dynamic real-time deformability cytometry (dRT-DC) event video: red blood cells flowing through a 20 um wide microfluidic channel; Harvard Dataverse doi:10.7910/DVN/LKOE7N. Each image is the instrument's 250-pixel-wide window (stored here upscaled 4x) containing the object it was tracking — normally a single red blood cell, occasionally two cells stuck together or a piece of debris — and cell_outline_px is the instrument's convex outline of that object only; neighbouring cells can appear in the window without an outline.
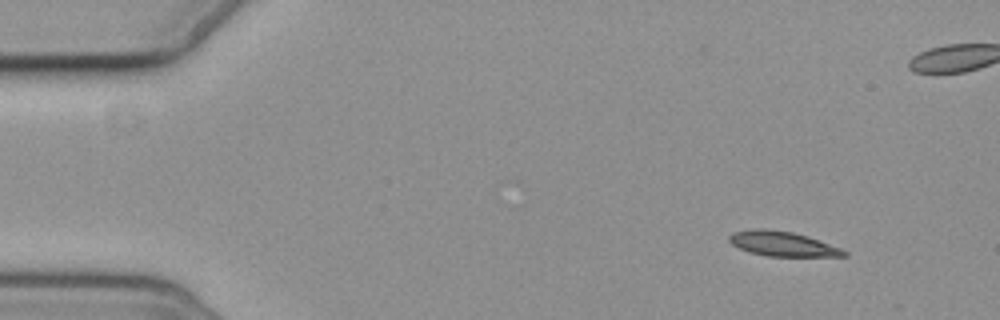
{"species": "common noctule bat (a hibernating species)", "species_latin": "Nyctalus noctula", "temperature_condition": "cold", "stored_images_in_passage": 4, "camera_frame_rate_fps": 3000, "um_per_image_px": 0.085, "animal": {"sex": "female", "body_mass_g": 19.3, "forearm_length_mm": 54.1}, "frame": {"image": 1, "passage_image": 1, "time_ms": 0.0, "image_size_px": [1000, 320], "cell_outline_px": [[848, 256], [768, 256], [748, 252], [732, 244], [728, 240], [728, 236], [732, 232], [752, 228], [764, 228], [792, 232], [808, 236], [840, 248], [848, 252]], "centroid_in_image_um": [66.47, 20.71], "position_along_channel_um": 18.5, "area_um2": 16.59}}